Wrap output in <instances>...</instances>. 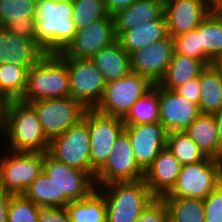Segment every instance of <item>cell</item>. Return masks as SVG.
Here are the masks:
<instances>
[{
    "label": "cell",
    "mask_w": 222,
    "mask_h": 222,
    "mask_svg": "<svg viewBox=\"0 0 222 222\" xmlns=\"http://www.w3.org/2000/svg\"><path fill=\"white\" fill-rule=\"evenodd\" d=\"M5 149L12 152H48L46 138L35 109L20 100H10L6 108Z\"/></svg>",
    "instance_id": "1"
},
{
    "label": "cell",
    "mask_w": 222,
    "mask_h": 222,
    "mask_svg": "<svg viewBox=\"0 0 222 222\" xmlns=\"http://www.w3.org/2000/svg\"><path fill=\"white\" fill-rule=\"evenodd\" d=\"M72 9L71 3L37 0L36 39L45 53L62 52L74 39Z\"/></svg>",
    "instance_id": "2"
},
{
    "label": "cell",
    "mask_w": 222,
    "mask_h": 222,
    "mask_svg": "<svg viewBox=\"0 0 222 222\" xmlns=\"http://www.w3.org/2000/svg\"><path fill=\"white\" fill-rule=\"evenodd\" d=\"M70 96L69 72L66 63L56 53H46L27 73V86L20 101Z\"/></svg>",
    "instance_id": "3"
},
{
    "label": "cell",
    "mask_w": 222,
    "mask_h": 222,
    "mask_svg": "<svg viewBox=\"0 0 222 222\" xmlns=\"http://www.w3.org/2000/svg\"><path fill=\"white\" fill-rule=\"evenodd\" d=\"M96 187L104 195L107 222H135L155 199L144 179Z\"/></svg>",
    "instance_id": "4"
},
{
    "label": "cell",
    "mask_w": 222,
    "mask_h": 222,
    "mask_svg": "<svg viewBox=\"0 0 222 222\" xmlns=\"http://www.w3.org/2000/svg\"><path fill=\"white\" fill-rule=\"evenodd\" d=\"M222 160L206 156L203 160L184 165L175 186L163 198L205 199L220 183Z\"/></svg>",
    "instance_id": "5"
},
{
    "label": "cell",
    "mask_w": 222,
    "mask_h": 222,
    "mask_svg": "<svg viewBox=\"0 0 222 222\" xmlns=\"http://www.w3.org/2000/svg\"><path fill=\"white\" fill-rule=\"evenodd\" d=\"M48 153L70 167L89 173L95 179L96 172L90 162L88 109L76 125L50 141Z\"/></svg>",
    "instance_id": "6"
},
{
    "label": "cell",
    "mask_w": 222,
    "mask_h": 222,
    "mask_svg": "<svg viewBox=\"0 0 222 222\" xmlns=\"http://www.w3.org/2000/svg\"><path fill=\"white\" fill-rule=\"evenodd\" d=\"M0 155V187L14 195L23 194L43 172L44 153L12 152Z\"/></svg>",
    "instance_id": "7"
},
{
    "label": "cell",
    "mask_w": 222,
    "mask_h": 222,
    "mask_svg": "<svg viewBox=\"0 0 222 222\" xmlns=\"http://www.w3.org/2000/svg\"><path fill=\"white\" fill-rule=\"evenodd\" d=\"M153 86L148 78L130 72L124 78L106 83L102 99L94 109L102 114L124 119L132 105Z\"/></svg>",
    "instance_id": "8"
},
{
    "label": "cell",
    "mask_w": 222,
    "mask_h": 222,
    "mask_svg": "<svg viewBox=\"0 0 222 222\" xmlns=\"http://www.w3.org/2000/svg\"><path fill=\"white\" fill-rule=\"evenodd\" d=\"M43 171L57 186L58 207L86 198L97 189L89 173L56 160L48 152L44 153Z\"/></svg>",
    "instance_id": "9"
},
{
    "label": "cell",
    "mask_w": 222,
    "mask_h": 222,
    "mask_svg": "<svg viewBox=\"0 0 222 222\" xmlns=\"http://www.w3.org/2000/svg\"><path fill=\"white\" fill-rule=\"evenodd\" d=\"M29 104L35 109L49 141L76 125L86 111V108L71 96L38 100Z\"/></svg>",
    "instance_id": "10"
},
{
    "label": "cell",
    "mask_w": 222,
    "mask_h": 222,
    "mask_svg": "<svg viewBox=\"0 0 222 222\" xmlns=\"http://www.w3.org/2000/svg\"><path fill=\"white\" fill-rule=\"evenodd\" d=\"M69 72L70 96L86 109H94L102 99L106 82L90 59L60 57Z\"/></svg>",
    "instance_id": "11"
},
{
    "label": "cell",
    "mask_w": 222,
    "mask_h": 222,
    "mask_svg": "<svg viewBox=\"0 0 222 222\" xmlns=\"http://www.w3.org/2000/svg\"><path fill=\"white\" fill-rule=\"evenodd\" d=\"M122 118L108 116L88 109V131L90 136V162L97 173L107 162L112 147L124 131Z\"/></svg>",
    "instance_id": "12"
},
{
    "label": "cell",
    "mask_w": 222,
    "mask_h": 222,
    "mask_svg": "<svg viewBox=\"0 0 222 222\" xmlns=\"http://www.w3.org/2000/svg\"><path fill=\"white\" fill-rule=\"evenodd\" d=\"M111 152L105 165L96 173V186L144 179V171L136 163L130 138L125 131L119 135Z\"/></svg>",
    "instance_id": "13"
},
{
    "label": "cell",
    "mask_w": 222,
    "mask_h": 222,
    "mask_svg": "<svg viewBox=\"0 0 222 222\" xmlns=\"http://www.w3.org/2000/svg\"><path fill=\"white\" fill-rule=\"evenodd\" d=\"M117 41L114 16L108 15L85 28L76 30L74 39L59 53V57L90 59L100 49Z\"/></svg>",
    "instance_id": "14"
},
{
    "label": "cell",
    "mask_w": 222,
    "mask_h": 222,
    "mask_svg": "<svg viewBox=\"0 0 222 222\" xmlns=\"http://www.w3.org/2000/svg\"><path fill=\"white\" fill-rule=\"evenodd\" d=\"M174 52V40L168 35L152 45L132 52L130 54L131 72L148 78L153 84H158Z\"/></svg>",
    "instance_id": "15"
},
{
    "label": "cell",
    "mask_w": 222,
    "mask_h": 222,
    "mask_svg": "<svg viewBox=\"0 0 222 222\" xmlns=\"http://www.w3.org/2000/svg\"><path fill=\"white\" fill-rule=\"evenodd\" d=\"M130 138L136 163L145 171L166 147L167 130L160 122L125 125Z\"/></svg>",
    "instance_id": "16"
},
{
    "label": "cell",
    "mask_w": 222,
    "mask_h": 222,
    "mask_svg": "<svg viewBox=\"0 0 222 222\" xmlns=\"http://www.w3.org/2000/svg\"><path fill=\"white\" fill-rule=\"evenodd\" d=\"M159 122L167 132L185 131L201 114L198 104L157 84Z\"/></svg>",
    "instance_id": "17"
},
{
    "label": "cell",
    "mask_w": 222,
    "mask_h": 222,
    "mask_svg": "<svg viewBox=\"0 0 222 222\" xmlns=\"http://www.w3.org/2000/svg\"><path fill=\"white\" fill-rule=\"evenodd\" d=\"M206 0H169L164 3L168 35L172 38L195 30L210 14Z\"/></svg>",
    "instance_id": "18"
},
{
    "label": "cell",
    "mask_w": 222,
    "mask_h": 222,
    "mask_svg": "<svg viewBox=\"0 0 222 222\" xmlns=\"http://www.w3.org/2000/svg\"><path fill=\"white\" fill-rule=\"evenodd\" d=\"M36 6L37 0H0V27L37 43Z\"/></svg>",
    "instance_id": "19"
},
{
    "label": "cell",
    "mask_w": 222,
    "mask_h": 222,
    "mask_svg": "<svg viewBox=\"0 0 222 222\" xmlns=\"http://www.w3.org/2000/svg\"><path fill=\"white\" fill-rule=\"evenodd\" d=\"M182 165L165 147L144 171V181L155 198H163L175 186Z\"/></svg>",
    "instance_id": "20"
},
{
    "label": "cell",
    "mask_w": 222,
    "mask_h": 222,
    "mask_svg": "<svg viewBox=\"0 0 222 222\" xmlns=\"http://www.w3.org/2000/svg\"><path fill=\"white\" fill-rule=\"evenodd\" d=\"M45 54L33 39L20 37L0 27V64L14 63L29 70Z\"/></svg>",
    "instance_id": "21"
},
{
    "label": "cell",
    "mask_w": 222,
    "mask_h": 222,
    "mask_svg": "<svg viewBox=\"0 0 222 222\" xmlns=\"http://www.w3.org/2000/svg\"><path fill=\"white\" fill-rule=\"evenodd\" d=\"M164 14L162 0H136L129 7L114 14L115 33L117 38L127 30L146 21L159 19Z\"/></svg>",
    "instance_id": "22"
},
{
    "label": "cell",
    "mask_w": 222,
    "mask_h": 222,
    "mask_svg": "<svg viewBox=\"0 0 222 222\" xmlns=\"http://www.w3.org/2000/svg\"><path fill=\"white\" fill-rule=\"evenodd\" d=\"M90 60L103 74L106 83L124 78L131 72L130 54L118 40L100 49Z\"/></svg>",
    "instance_id": "23"
},
{
    "label": "cell",
    "mask_w": 222,
    "mask_h": 222,
    "mask_svg": "<svg viewBox=\"0 0 222 222\" xmlns=\"http://www.w3.org/2000/svg\"><path fill=\"white\" fill-rule=\"evenodd\" d=\"M167 36V22L165 14H163L159 19L146 21L130 30L124 31L117 40L120 42L122 48L128 54H131Z\"/></svg>",
    "instance_id": "24"
},
{
    "label": "cell",
    "mask_w": 222,
    "mask_h": 222,
    "mask_svg": "<svg viewBox=\"0 0 222 222\" xmlns=\"http://www.w3.org/2000/svg\"><path fill=\"white\" fill-rule=\"evenodd\" d=\"M206 66L207 65L201 60L174 52L169 66L158 85L167 90L174 91L187 81L199 77Z\"/></svg>",
    "instance_id": "25"
},
{
    "label": "cell",
    "mask_w": 222,
    "mask_h": 222,
    "mask_svg": "<svg viewBox=\"0 0 222 222\" xmlns=\"http://www.w3.org/2000/svg\"><path fill=\"white\" fill-rule=\"evenodd\" d=\"M208 157L219 159V141L213 114H200L185 130Z\"/></svg>",
    "instance_id": "26"
},
{
    "label": "cell",
    "mask_w": 222,
    "mask_h": 222,
    "mask_svg": "<svg viewBox=\"0 0 222 222\" xmlns=\"http://www.w3.org/2000/svg\"><path fill=\"white\" fill-rule=\"evenodd\" d=\"M199 110L202 114H214L222 108V74L211 65L199 76Z\"/></svg>",
    "instance_id": "27"
},
{
    "label": "cell",
    "mask_w": 222,
    "mask_h": 222,
    "mask_svg": "<svg viewBox=\"0 0 222 222\" xmlns=\"http://www.w3.org/2000/svg\"><path fill=\"white\" fill-rule=\"evenodd\" d=\"M202 61L209 66L212 59L222 52V12H210L199 25Z\"/></svg>",
    "instance_id": "28"
},
{
    "label": "cell",
    "mask_w": 222,
    "mask_h": 222,
    "mask_svg": "<svg viewBox=\"0 0 222 222\" xmlns=\"http://www.w3.org/2000/svg\"><path fill=\"white\" fill-rule=\"evenodd\" d=\"M65 208L71 222H107L104 195L98 189L86 198L69 202Z\"/></svg>",
    "instance_id": "29"
},
{
    "label": "cell",
    "mask_w": 222,
    "mask_h": 222,
    "mask_svg": "<svg viewBox=\"0 0 222 222\" xmlns=\"http://www.w3.org/2000/svg\"><path fill=\"white\" fill-rule=\"evenodd\" d=\"M28 70L14 63L0 64V98L20 100L27 86Z\"/></svg>",
    "instance_id": "30"
},
{
    "label": "cell",
    "mask_w": 222,
    "mask_h": 222,
    "mask_svg": "<svg viewBox=\"0 0 222 222\" xmlns=\"http://www.w3.org/2000/svg\"><path fill=\"white\" fill-rule=\"evenodd\" d=\"M169 210V222H205L203 199L163 198Z\"/></svg>",
    "instance_id": "31"
},
{
    "label": "cell",
    "mask_w": 222,
    "mask_h": 222,
    "mask_svg": "<svg viewBox=\"0 0 222 222\" xmlns=\"http://www.w3.org/2000/svg\"><path fill=\"white\" fill-rule=\"evenodd\" d=\"M123 122L125 125L159 122L157 84H154L148 93L132 105L130 112L123 119Z\"/></svg>",
    "instance_id": "32"
},
{
    "label": "cell",
    "mask_w": 222,
    "mask_h": 222,
    "mask_svg": "<svg viewBox=\"0 0 222 222\" xmlns=\"http://www.w3.org/2000/svg\"><path fill=\"white\" fill-rule=\"evenodd\" d=\"M166 147L182 166L199 162L206 157L185 131L169 132Z\"/></svg>",
    "instance_id": "33"
},
{
    "label": "cell",
    "mask_w": 222,
    "mask_h": 222,
    "mask_svg": "<svg viewBox=\"0 0 222 222\" xmlns=\"http://www.w3.org/2000/svg\"><path fill=\"white\" fill-rule=\"evenodd\" d=\"M39 207H58L57 186L43 171L23 193Z\"/></svg>",
    "instance_id": "34"
},
{
    "label": "cell",
    "mask_w": 222,
    "mask_h": 222,
    "mask_svg": "<svg viewBox=\"0 0 222 222\" xmlns=\"http://www.w3.org/2000/svg\"><path fill=\"white\" fill-rule=\"evenodd\" d=\"M72 5L71 18L76 30L85 28L109 15L104 0H75Z\"/></svg>",
    "instance_id": "35"
},
{
    "label": "cell",
    "mask_w": 222,
    "mask_h": 222,
    "mask_svg": "<svg viewBox=\"0 0 222 222\" xmlns=\"http://www.w3.org/2000/svg\"><path fill=\"white\" fill-rule=\"evenodd\" d=\"M40 207L23 194L13 195L8 208L7 222H37Z\"/></svg>",
    "instance_id": "36"
},
{
    "label": "cell",
    "mask_w": 222,
    "mask_h": 222,
    "mask_svg": "<svg viewBox=\"0 0 222 222\" xmlns=\"http://www.w3.org/2000/svg\"><path fill=\"white\" fill-rule=\"evenodd\" d=\"M174 40L175 53L202 61V47L199 41V26L190 32L176 36Z\"/></svg>",
    "instance_id": "37"
},
{
    "label": "cell",
    "mask_w": 222,
    "mask_h": 222,
    "mask_svg": "<svg viewBox=\"0 0 222 222\" xmlns=\"http://www.w3.org/2000/svg\"><path fill=\"white\" fill-rule=\"evenodd\" d=\"M205 222H222V183L204 200Z\"/></svg>",
    "instance_id": "38"
},
{
    "label": "cell",
    "mask_w": 222,
    "mask_h": 222,
    "mask_svg": "<svg viewBox=\"0 0 222 222\" xmlns=\"http://www.w3.org/2000/svg\"><path fill=\"white\" fill-rule=\"evenodd\" d=\"M135 222H169V210L163 198H155Z\"/></svg>",
    "instance_id": "39"
},
{
    "label": "cell",
    "mask_w": 222,
    "mask_h": 222,
    "mask_svg": "<svg viewBox=\"0 0 222 222\" xmlns=\"http://www.w3.org/2000/svg\"><path fill=\"white\" fill-rule=\"evenodd\" d=\"M37 222H71L65 207H40Z\"/></svg>",
    "instance_id": "40"
},
{
    "label": "cell",
    "mask_w": 222,
    "mask_h": 222,
    "mask_svg": "<svg viewBox=\"0 0 222 222\" xmlns=\"http://www.w3.org/2000/svg\"><path fill=\"white\" fill-rule=\"evenodd\" d=\"M177 94L186 97L194 103L199 104L200 98V82L199 77L187 81L183 85L174 90Z\"/></svg>",
    "instance_id": "41"
},
{
    "label": "cell",
    "mask_w": 222,
    "mask_h": 222,
    "mask_svg": "<svg viewBox=\"0 0 222 222\" xmlns=\"http://www.w3.org/2000/svg\"><path fill=\"white\" fill-rule=\"evenodd\" d=\"M136 0H104L106 10L109 15H114L118 11L129 7Z\"/></svg>",
    "instance_id": "42"
},
{
    "label": "cell",
    "mask_w": 222,
    "mask_h": 222,
    "mask_svg": "<svg viewBox=\"0 0 222 222\" xmlns=\"http://www.w3.org/2000/svg\"><path fill=\"white\" fill-rule=\"evenodd\" d=\"M13 195L0 187V222H7L9 203Z\"/></svg>",
    "instance_id": "43"
},
{
    "label": "cell",
    "mask_w": 222,
    "mask_h": 222,
    "mask_svg": "<svg viewBox=\"0 0 222 222\" xmlns=\"http://www.w3.org/2000/svg\"><path fill=\"white\" fill-rule=\"evenodd\" d=\"M219 141V160H222V108L213 114Z\"/></svg>",
    "instance_id": "44"
},
{
    "label": "cell",
    "mask_w": 222,
    "mask_h": 222,
    "mask_svg": "<svg viewBox=\"0 0 222 222\" xmlns=\"http://www.w3.org/2000/svg\"><path fill=\"white\" fill-rule=\"evenodd\" d=\"M8 101L0 98V135L5 137L6 108ZM0 136V139H1Z\"/></svg>",
    "instance_id": "45"
},
{
    "label": "cell",
    "mask_w": 222,
    "mask_h": 222,
    "mask_svg": "<svg viewBox=\"0 0 222 222\" xmlns=\"http://www.w3.org/2000/svg\"><path fill=\"white\" fill-rule=\"evenodd\" d=\"M212 12H222V0H206Z\"/></svg>",
    "instance_id": "46"
},
{
    "label": "cell",
    "mask_w": 222,
    "mask_h": 222,
    "mask_svg": "<svg viewBox=\"0 0 222 222\" xmlns=\"http://www.w3.org/2000/svg\"><path fill=\"white\" fill-rule=\"evenodd\" d=\"M210 65L222 74V52L212 59Z\"/></svg>",
    "instance_id": "47"
},
{
    "label": "cell",
    "mask_w": 222,
    "mask_h": 222,
    "mask_svg": "<svg viewBox=\"0 0 222 222\" xmlns=\"http://www.w3.org/2000/svg\"><path fill=\"white\" fill-rule=\"evenodd\" d=\"M53 2H66V3H73L75 0H51Z\"/></svg>",
    "instance_id": "48"
}]
</instances>
